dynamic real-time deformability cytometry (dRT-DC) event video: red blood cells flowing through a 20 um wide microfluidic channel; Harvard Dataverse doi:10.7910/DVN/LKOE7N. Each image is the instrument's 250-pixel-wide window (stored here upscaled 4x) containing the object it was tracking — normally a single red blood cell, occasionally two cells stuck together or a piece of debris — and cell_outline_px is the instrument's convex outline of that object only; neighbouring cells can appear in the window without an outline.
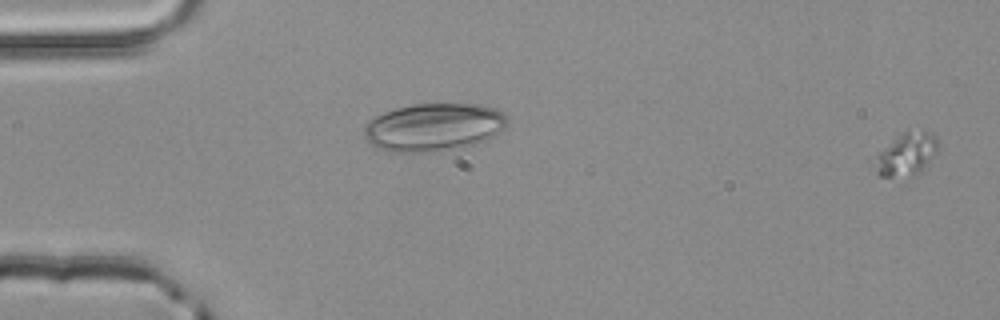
{"species": "common noctule bat (a hibernating species)", "species_latin": "Nyctalus noctula", "temperature_condition": "room temperature", "stored_images_in_passage": 4, "segment_of_instrument_passage": [2, 2], "camera_frame_rate_fps": 3000, "um_per_image_px": 0.085, "animal": {"sex": "male", "body_mass_g": 20.4}, "frame": {"image": 1, "passage_image": 4, "time_ms": 1.0, "image_size_px": [1000, 320], "cell_outline_px": [[936, 152], [916, 176], [908, 180], [880, 176], [876, 172], [868, 160], [904, 132], [924, 128], [936, 136]], "centroid_in_image_um": [76.96, 13.17], "position_along_channel_um": 8.0, "area_um2": 16.42}}